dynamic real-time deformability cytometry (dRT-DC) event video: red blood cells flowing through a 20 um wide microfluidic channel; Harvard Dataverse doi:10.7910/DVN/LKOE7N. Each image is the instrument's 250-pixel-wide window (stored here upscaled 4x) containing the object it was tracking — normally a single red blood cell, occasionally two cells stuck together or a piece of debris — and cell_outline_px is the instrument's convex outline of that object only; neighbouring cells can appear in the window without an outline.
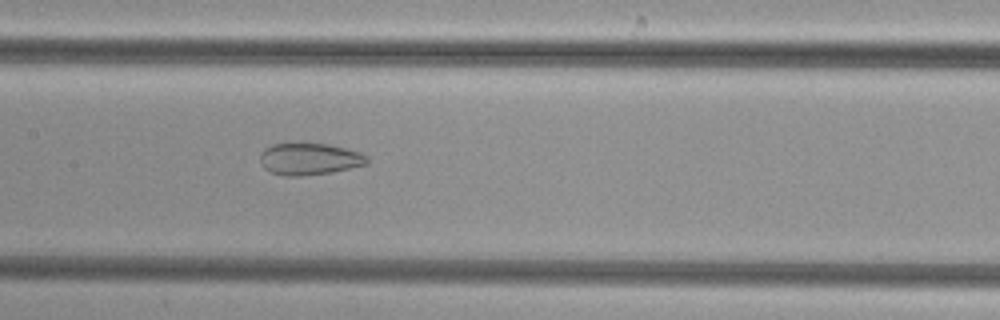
{"species": "common noctule bat (a hibernating species)", "species_latin": "Nyctalus noctula", "temperature_condition": "cold", "stored_images_in_passage": 44, "camera_frame_rate_fps": 3000, "um_per_image_px": 0.085, "animal": {"sex": "female", "body_mass_g": 29.2, "forearm_length_mm": 56.3}, "frame": {"image": 1, "passage_image": 18, "time_ms": 5.667, "image_size_px": [1000, 320], "cell_outline_px": [[368, 164], [332, 172], [300, 176], [284, 176], [272, 172], [264, 168], [260, 164], [260, 152], [264, 148], [272, 144], [296, 140], [300, 140], [328, 144], [360, 152], [368, 156]], "centroid_in_image_um": [26.25, 13.46], "position_along_channel_um": 181.1, "area_um2": 20.69}}
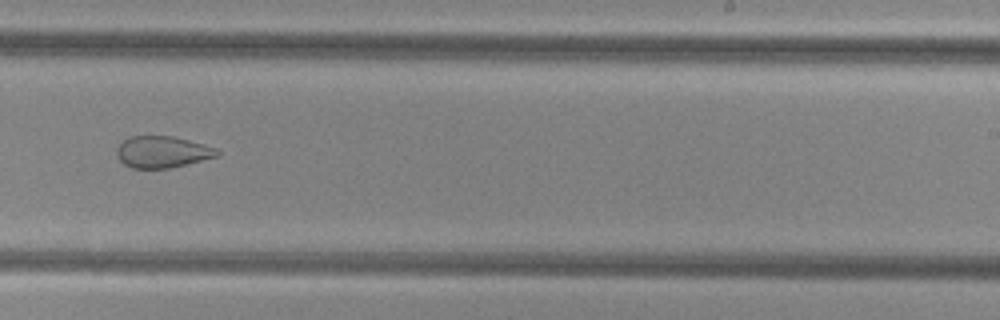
{"frame": {"image": 2, "passage_image": 25, "time_ms": 8.0, "image_size_px": [1000, 320], "cell_outline_px": [[220, 156], [168, 168], [132, 168], [124, 164], [120, 160], [116, 152], [116, 148], [128, 136], [172, 136], [204, 144], [216, 148], [220, 152]], "centroid_in_image_um": [13.8, 12.91], "position_along_channel_um": 275.2, "area_um2": 18.44}}
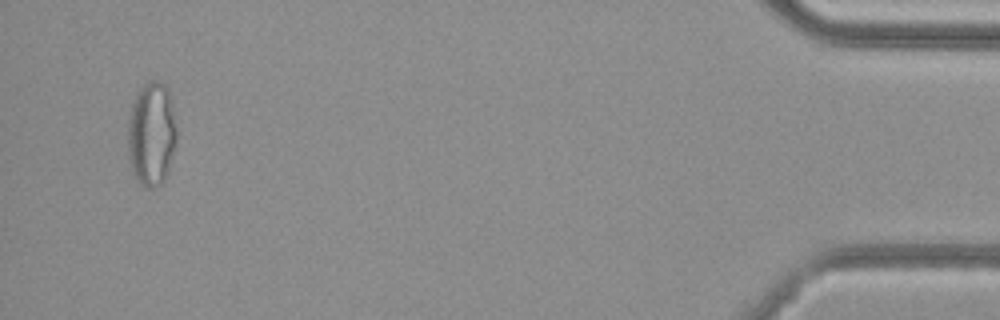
{"frame": {"image": 3, "passage_image": 42, "time_ms": 13.667, "image_size_px": [1000, 320], "cell_outline_px": [[176, 136], [172, 156], [168, 172], [164, 180], [156, 188], [148, 188], [136, 180], [132, 172], [128, 156], [128, 116], [136, 92], [144, 84], [152, 80], [160, 80], [168, 88], [172, 104], [176, 132]], "centroid_in_image_um": [12.86, 11.38], "position_along_channel_um": 422.3, "area_um2": 29.82}}